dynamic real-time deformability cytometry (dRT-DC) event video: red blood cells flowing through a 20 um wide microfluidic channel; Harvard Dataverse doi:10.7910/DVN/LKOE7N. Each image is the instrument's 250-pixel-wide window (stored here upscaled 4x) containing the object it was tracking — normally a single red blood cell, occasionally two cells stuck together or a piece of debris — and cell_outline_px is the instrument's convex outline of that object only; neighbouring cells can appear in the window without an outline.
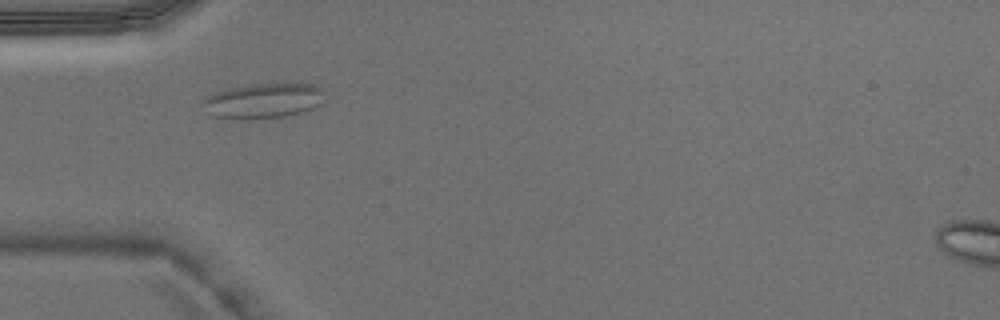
{"species": "Egyptian fruit bat (a non-hibernating species)", "species_latin": "Rousettus aegyptiacus", "temperature_condition": "warm", "stored_images_in_passage": 4, "camera_frame_rate_fps": 3000, "um_per_image_px": 0.085, "animal": {"sex": "male"}, "frame": {"image": 1, "passage_image": 3, "time_ms": 0.667, "image_size_px": [1000, 320], "cell_outline_px": [[324, 92], [320, 104], [304, 112], [284, 116], [212, 116], [204, 100], [208, 96], [216, 92], [232, 88], [252, 84], [316, 84], [324, 88]], "centroid_in_image_um": [22.53, 8.51], "position_along_channel_um": 62.5, "area_um2": 23.47}}